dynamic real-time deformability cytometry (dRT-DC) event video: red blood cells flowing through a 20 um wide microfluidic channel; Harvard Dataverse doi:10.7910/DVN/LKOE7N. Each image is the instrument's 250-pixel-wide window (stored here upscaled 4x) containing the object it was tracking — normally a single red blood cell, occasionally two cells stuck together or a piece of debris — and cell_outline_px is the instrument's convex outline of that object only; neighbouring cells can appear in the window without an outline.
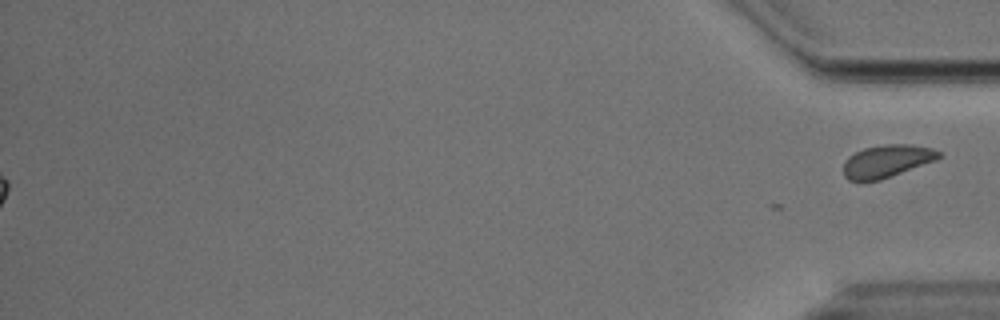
{"species": "Egyptian fruit bat (a non-hibernating species)", "species_latin": "Rousettus aegyptiacus", "temperature_condition": "cold", "stored_images_in_passage": 56, "segment_of_instrument_passage": [2, 2], "camera_frame_rate_fps": 3000, "um_per_image_px": 0.085, "animal": {"sex": "male"}, "frame": {"image": 1, "passage_image": 56, "time_ms": 18.333, "image_size_px": [1000, 320], "cell_outline_px": [[940, 156], [936, 160], [880, 180], [848, 180], [844, 176], [844, 160], [848, 156], [864, 148], [884, 144], [912, 144], [932, 148], [940, 152]], "centroid_in_image_um": [75.37, 13.68], "position_along_channel_um": 359.8, "area_um2": 17.98}}